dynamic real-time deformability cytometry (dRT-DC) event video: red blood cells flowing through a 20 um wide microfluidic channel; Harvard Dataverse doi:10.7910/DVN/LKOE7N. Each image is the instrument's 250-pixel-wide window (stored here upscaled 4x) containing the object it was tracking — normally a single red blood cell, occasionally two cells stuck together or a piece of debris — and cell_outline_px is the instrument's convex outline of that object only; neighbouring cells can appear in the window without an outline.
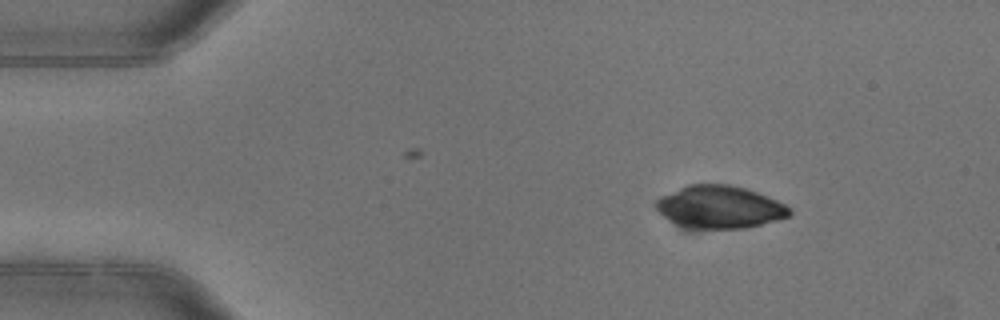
{"species": "common noctule bat (a hibernating species)", "species_latin": "Nyctalus noctula", "temperature_condition": "warm", "stored_images_in_passage": 3, "camera_frame_rate_fps": 3000, "um_per_image_px": 0.085, "animal": {"sex": "female"}, "frame": {"image": 1, "passage_image": 1, "time_ms": 0.0, "image_size_px": [1000, 320], "cell_outline_px": [[792, 216], [744, 228], [692, 228], [680, 224], [664, 216], [652, 204], [660, 196], [688, 184], [728, 184], [744, 188], [756, 192], [776, 200], [792, 208]], "centroid_in_image_um": [61.18, 17.58], "position_along_channel_um": 23.8, "area_um2": 32.83}}